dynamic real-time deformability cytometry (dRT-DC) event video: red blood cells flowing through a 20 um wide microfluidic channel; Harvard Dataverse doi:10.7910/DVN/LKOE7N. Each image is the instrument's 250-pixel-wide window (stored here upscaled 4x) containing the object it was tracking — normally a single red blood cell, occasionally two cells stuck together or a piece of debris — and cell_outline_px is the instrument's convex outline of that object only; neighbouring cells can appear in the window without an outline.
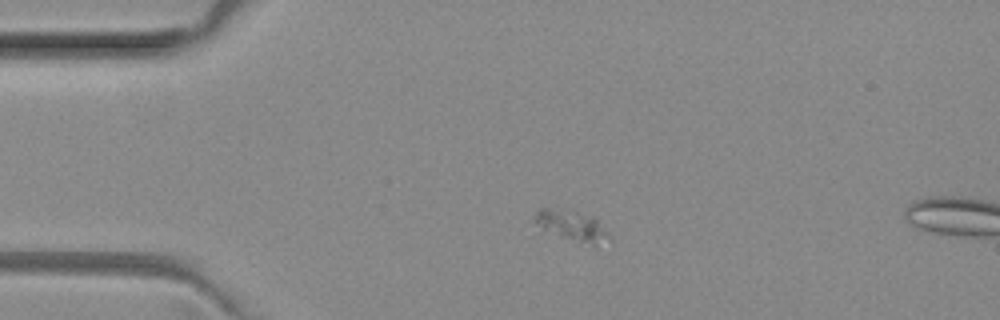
{"species": "common noctule bat (a hibernating species)", "species_latin": "Nyctalus noctula", "temperature_condition": "room temperature", "stored_images_in_passage": 4, "camera_frame_rate_fps": 3000, "um_per_image_px": 0.085, "animal": {"sex": "female", "body_mass_g": 29.2, "forearm_length_mm": 56.3}, "frame": {"image": 1, "passage_image": 2, "time_ms": 0.333, "image_size_px": [1000, 320], "cell_outline_px": [[612, 240], [596, 244], [592, 244], [560, 236], [544, 228], [536, 220], [536, 212], [540, 208], [548, 208], [576, 212], [596, 216], [612, 236]], "centroid_in_image_um": [48.76, 19.17], "position_along_channel_um": 36.2, "area_um2": 12.66}}